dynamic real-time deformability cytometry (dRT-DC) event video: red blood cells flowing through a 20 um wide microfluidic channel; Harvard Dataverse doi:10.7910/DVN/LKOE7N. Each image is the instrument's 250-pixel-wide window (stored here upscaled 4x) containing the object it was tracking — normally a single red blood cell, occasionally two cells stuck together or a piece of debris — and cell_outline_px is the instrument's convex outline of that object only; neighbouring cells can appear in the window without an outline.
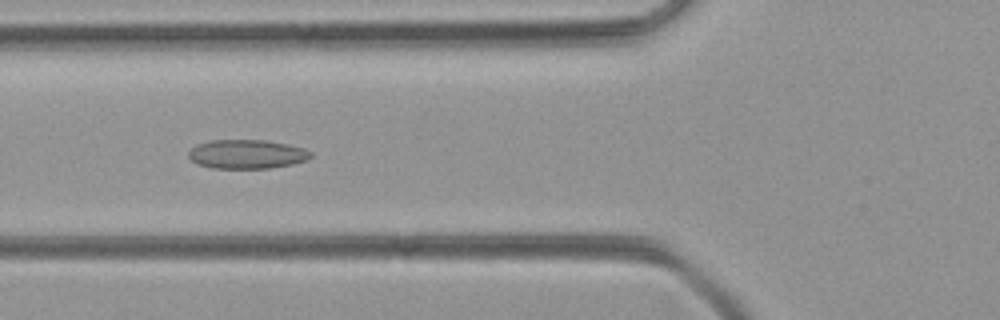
{"species": "common noctule bat (a hibernating species)", "species_latin": "Nyctalus noctula", "temperature_condition": "room temperature", "stored_images_in_passage": 40, "camera_frame_rate_fps": 3000, "um_per_image_px": 0.085, "animal": {"sex": "female", "body_mass_g": 21.9}, "frame": {"image": 1, "passage_image": 15, "time_ms": 4.667, "image_size_px": [1000, 320], "cell_outline_px": [[312, 156], [308, 160], [292, 164], [268, 168], [212, 168], [196, 164], [188, 156], [188, 152], [196, 144], [212, 140], [264, 140], [288, 144], [304, 148], [312, 152]], "centroid_in_image_um": [20.99, 13.1], "position_along_channel_um": 104.8, "area_um2": 20.75}}
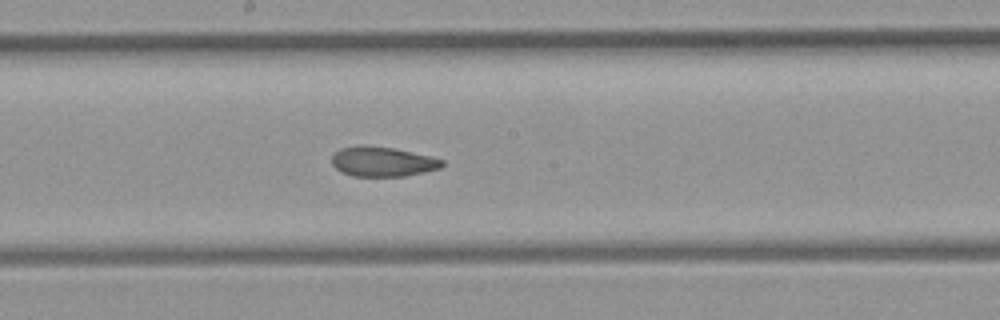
{"frame": {"image": 2, "passage_image": 23, "time_ms": 7.333, "image_size_px": [1000, 320], "cell_outline_px": [[444, 164], [440, 168], [424, 172], [404, 176], [352, 176], [336, 168], [332, 164], [332, 156], [340, 148], [396, 148], [444, 160]], "centroid_in_image_um": [32.57, 13.78], "position_along_channel_um": 215.6, "area_um2": 18.32}}
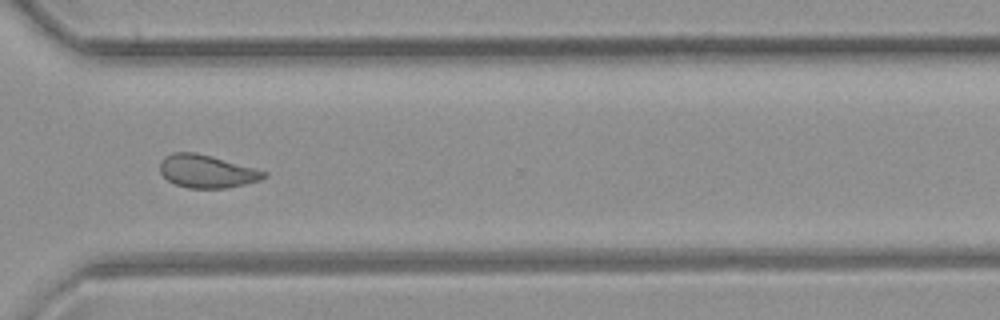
{"frame": {"image": 3, "passage_image": 33, "time_ms": 10.667, "image_size_px": [1000, 320], "cell_outline_px": [[268, 176], [260, 180], [244, 184], [224, 188], [188, 188], [176, 184], [168, 180], [160, 172], [160, 160], [164, 156], [172, 152], [196, 152], [256, 168], [268, 172]], "centroid_in_image_um": [17.58, 14.55], "position_along_channel_um": 353.0, "area_um2": 20.0}}